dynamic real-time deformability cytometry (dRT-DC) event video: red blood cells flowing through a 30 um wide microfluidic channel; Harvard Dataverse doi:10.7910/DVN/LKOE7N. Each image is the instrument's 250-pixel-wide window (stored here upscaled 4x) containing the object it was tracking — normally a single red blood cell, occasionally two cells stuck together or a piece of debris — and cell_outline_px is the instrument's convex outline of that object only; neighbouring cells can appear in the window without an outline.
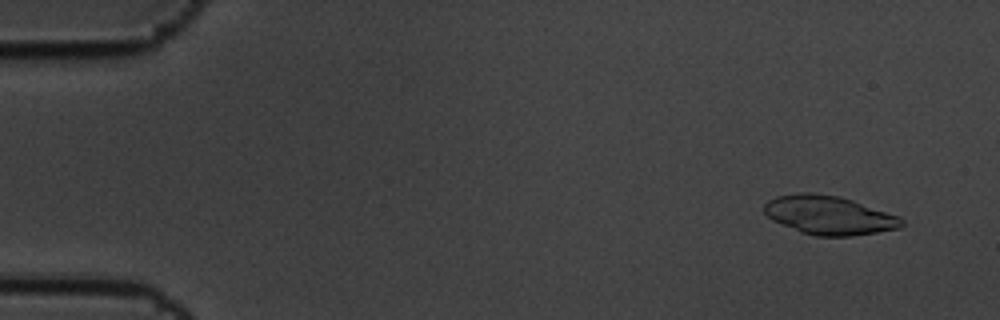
{"species": "common noctule bat (a hibernating species)", "species_latin": "Nyctalus noctula", "temperature_condition": "cold", "stored_images_in_passage": 6, "camera_frame_rate_fps": 3000, "um_per_image_px": 0.085, "animal": {"sex": "male", "body_mass_g": 19.5, "forearm_length_mm": 54.6}, "frame": {"image": 1, "passage_image": 2, "time_ms": 0.333, "image_size_px": [1000, 320], "cell_outline_px": [[904, 224], [900, 228], [852, 236], [816, 236], [800, 232], [772, 220], [764, 212], [764, 204], [768, 200], [776, 196], [800, 192], [812, 192], [840, 196], [900, 216], [904, 220]], "centroid_in_image_um": [70.47, 18.28], "position_along_channel_um": 14.5, "area_um2": 31.21}}